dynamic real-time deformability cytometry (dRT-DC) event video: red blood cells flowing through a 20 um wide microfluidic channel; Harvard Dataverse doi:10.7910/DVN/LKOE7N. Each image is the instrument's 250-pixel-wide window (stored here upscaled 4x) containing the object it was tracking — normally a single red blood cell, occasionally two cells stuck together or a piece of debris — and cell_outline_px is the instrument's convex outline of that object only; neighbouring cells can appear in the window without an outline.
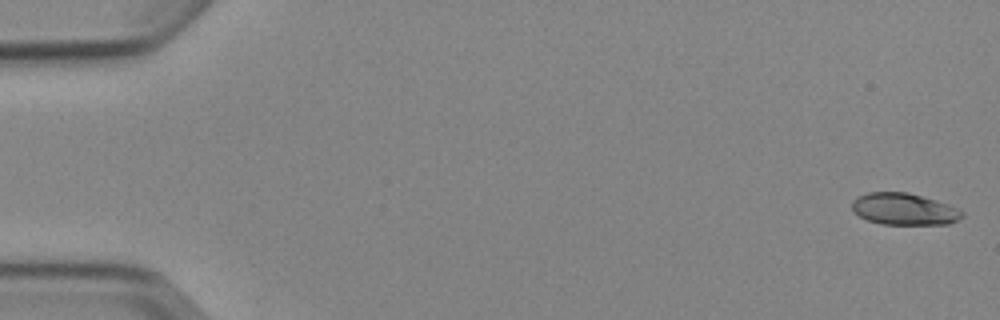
{"species": "Egyptian fruit bat (a non-hibernating species)", "species_latin": "Rousettus aegyptiacus", "temperature_condition": "cold", "stored_images_in_passage": 6, "camera_frame_rate_fps": 3000, "um_per_image_px": 0.085, "animal": {"sex": "female"}, "frame": {"image": 1, "passage_image": 1, "time_ms": 0.0, "image_size_px": [1000, 320], "cell_outline_px": [[964, 216], [948, 224], [880, 224], [868, 220], [852, 212], [852, 200], [856, 196], [868, 192], [908, 192], [936, 200], [948, 204], [964, 212]], "centroid_in_image_um": [76.81, 17.76], "position_along_channel_um": 8.2, "area_um2": 20.46}}
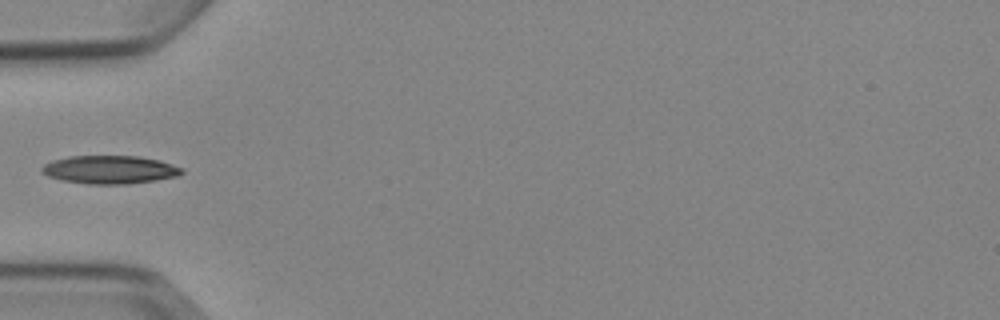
{"frame": {"image": 2, "passage_image": 5, "time_ms": 5.667, "image_size_px": [1000, 320], "cell_outline_px": [[184, 172], [176, 176], [156, 180], [124, 184], [88, 184], [60, 180], [48, 176], [40, 172], [40, 168], [44, 164], [52, 160], [68, 156], [140, 156], [160, 160], [184, 168]], "centroid_in_image_um": [9.31, 14.41], "position_along_channel_um": 75.7, "area_um2": 23.18}}
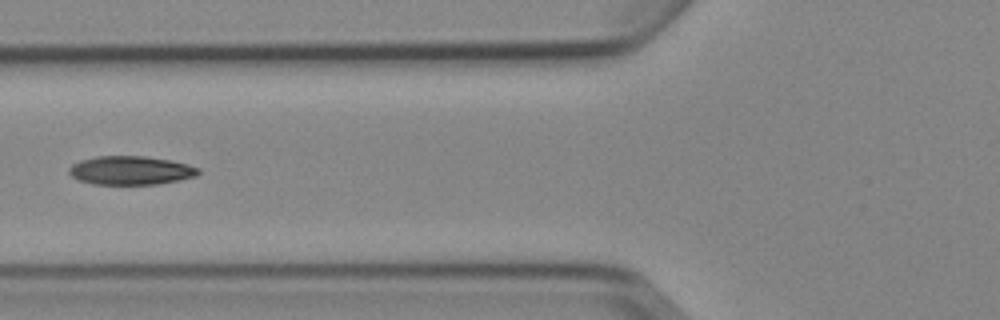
{"frame": {"image": 3, "passage_image": 6, "time_ms": 6.667, "image_size_px": [1000, 320], "cell_outline_px": [[200, 172], [196, 176], [180, 180], [156, 184], [92, 184], [80, 180], [72, 176], [68, 172], [68, 168], [72, 164], [80, 160], [96, 156], [144, 156], [172, 160], [188, 164], [200, 168]], "centroid_in_image_um": [11.12, 14.48], "position_along_channel_um": 114.7, "area_um2": 21.73}}